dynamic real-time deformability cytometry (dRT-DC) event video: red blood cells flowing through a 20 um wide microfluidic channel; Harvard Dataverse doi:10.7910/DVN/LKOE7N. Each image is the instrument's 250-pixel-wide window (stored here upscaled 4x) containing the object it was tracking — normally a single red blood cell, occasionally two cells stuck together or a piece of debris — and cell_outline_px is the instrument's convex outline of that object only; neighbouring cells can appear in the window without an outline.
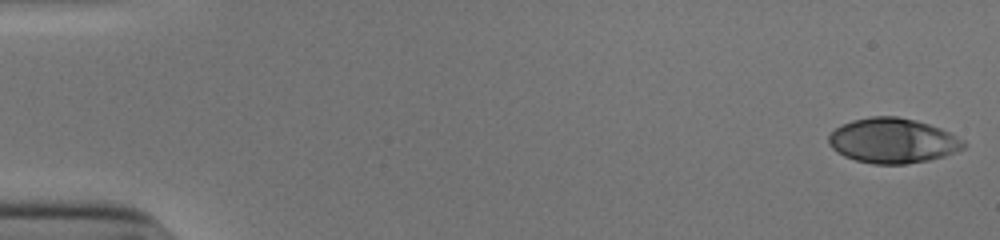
{"species": "human", "species_latin": "Homo sapiens", "temperature_condition": "cold", "stored_images_in_passage": 52, "camera_frame_rate_fps": 3000, "um_per_image_px": 0.085, "donor": {"sex": "male"}, "frame": {"image": 1, "passage_image": 1, "time_ms": 0.0, "image_size_px": [1000, 240], "cell_outline_px": [[964, 148], [944, 156], [928, 160], [904, 164], [872, 164], [856, 160], [844, 156], [836, 152], [828, 144], [828, 136], [840, 124], [852, 120], [872, 116], [896, 116], [916, 120], [940, 128], [964, 140]], "centroid_in_image_um": [75.84, 11.95], "position_along_channel_um": 9.2, "area_um2": 35.32}}
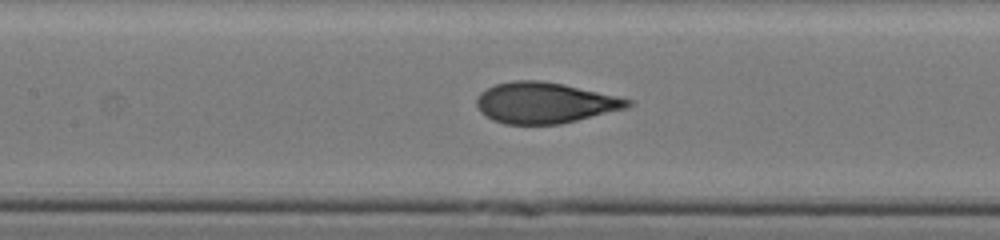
{"frame": {"image": 2, "passage_image": 25, "time_ms": 8.0, "image_size_px": [1000, 240], "cell_outline_px": [[632, 104], [628, 108], [560, 124], [504, 124], [492, 120], [480, 112], [476, 104], [476, 96], [480, 92], [496, 84], [512, 80], [540, 80], [564, 84], [616, 96], [632, 100]], "centroid_in_image_um": [46.28, 8.74], "position_along_channel_um": 161.1, "area_um2": 36.07}}
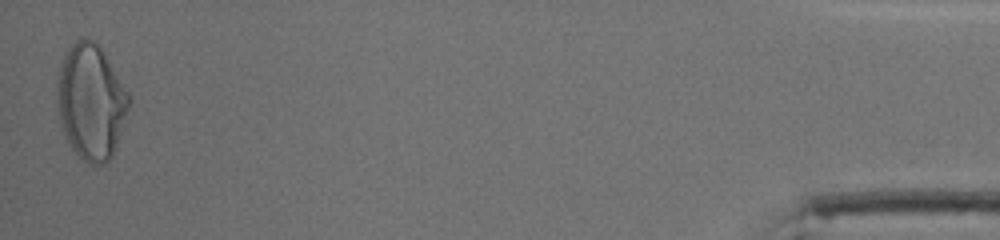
{"frame": {"image": 3, "passage_image": 52, "time_ms": 17.0, "image_size_px": [1000, 240], "cell_outline_px": [[132, 100], [112, 156], [104, 164], [88, 164], [80, 160], [72, 148], [60, 124], [56, 104], [56, 80], [60, 64], [64, 52], [76, 40], [84, 36], [88, 36], [100, 48], [132, 96]], "centroid_in_image_um": [7.71, 8.64], "position_along_channel_um": 427.5, "area_um2": 48.78}, "authors_computed_cell_mechanics": {"area_um2": 36.0672, "velocity_mm_per_s": 3.9121, "shape_relaxation_time_tau1_ms": 8.0754, "shape_relaxation_time_tau2_ms": null, "deformation_change_tau1": 0.2776, "deformation_change_tau2": null}}